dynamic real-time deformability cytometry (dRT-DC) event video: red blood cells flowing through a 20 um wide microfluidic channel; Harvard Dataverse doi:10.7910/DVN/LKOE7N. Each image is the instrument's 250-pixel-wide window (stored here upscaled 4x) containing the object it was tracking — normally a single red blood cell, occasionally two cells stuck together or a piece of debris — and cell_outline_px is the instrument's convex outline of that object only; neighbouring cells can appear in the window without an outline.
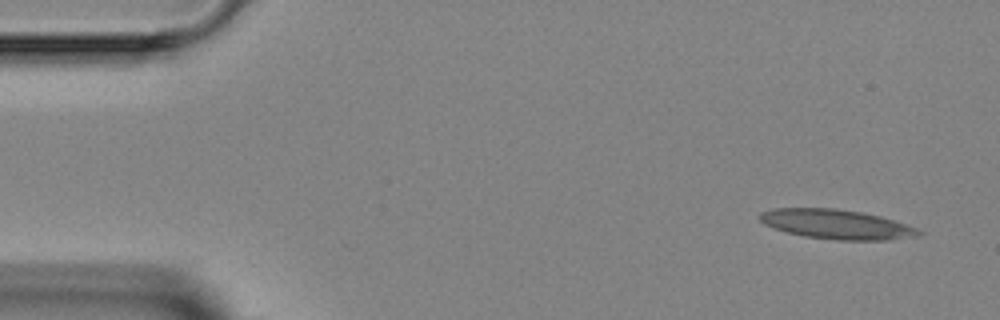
{"species": "Egyptian fruit bat (a non-hibernating species)", "species_latin": "Rousettus aegyptiacus", "temperature_condition": "room temperature", "stored_images_in_passage": 4, "camera_frame_rate_fps": 3000, "um_per_image_px": 0.085, "animal": {"sex": "female"}, "frame": {"image": 1, "passage_image": 1, "time_ms": 0.0, "image_size_px": [1000, 320], "cell_outline_px": [[924, 232], [920, 236], [888, 240], [836, 240], [804, 236], [788, 232], [764, 224], [756, 216], [760, 212], [772, 208], [832, 208], [860, 212], [880, 216], [916, 228]], "centroid_in_image_um": [71.09, 19.06], "position_along_channel_um": 13.9, "area_um2": 27.28}}